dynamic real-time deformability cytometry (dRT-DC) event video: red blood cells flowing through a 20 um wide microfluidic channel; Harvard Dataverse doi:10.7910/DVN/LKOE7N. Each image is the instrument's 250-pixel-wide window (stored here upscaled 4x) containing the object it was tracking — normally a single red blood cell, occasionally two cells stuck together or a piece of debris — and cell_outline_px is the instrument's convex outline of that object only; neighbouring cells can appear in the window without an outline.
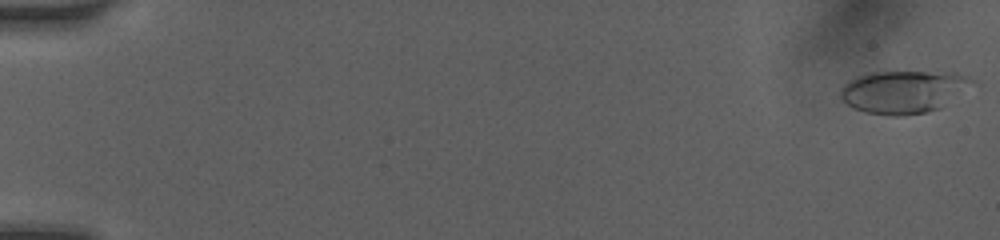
{"species": "human", "species_latin": "Homo sapiens", "temperature_condition": "room temperature", "stored_images_in_passage": 41, "camera_frame_rate_fps": 3000, "um_per_image_px": 0.085, "donor": {"sex": "female"}, "frame": {"image": 1, "passage_image": 1, "time_ms": 0.0, "image_size_px": [1000, 240], "cell_outline_px": [[976, 80], [940, 108], [928, 112], [904, 116], [892, 116], [864, 112], [852, 108], [840, 100], [840, 88], [848, 80], [856, 76], [872, 72], [956, 72], [968, 76]], "centroid_in_image_um": [76.72, 7.8], "position_along_channel_um": 8.3, "area_um2": 32.89}}
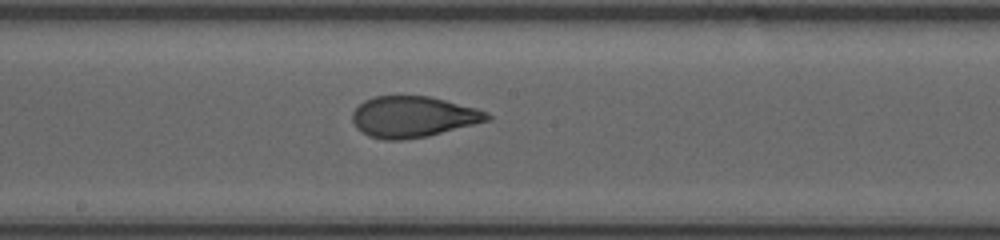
{"frame": {"image": 2, "passage_image": 21, "time_ms": 9.333, "image_size_px": [1000, 240], "cell_outline_px": [[492, 120], [428, 136], [400, 140], [384, 140], [368, 136], [360, 132], [356, 128], [352, 120], [352, 112], [364, 100], [376, 96], [428, 96], [476, 108], [488, 112], [492, 116]], "centroid_in_image_um": [35.11, 9.94], "position_along_channel_um": 213.1, "area_um2": 32.37}}
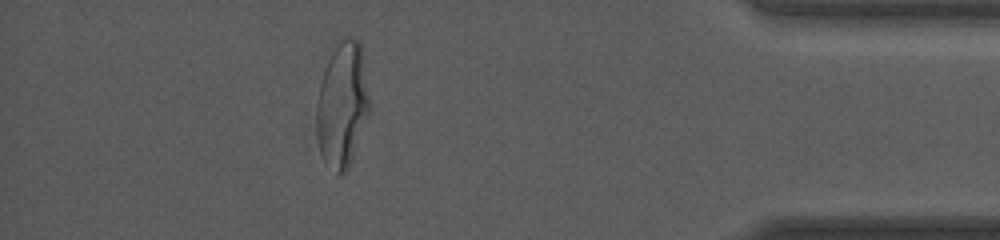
{"frame": {"image": 3, "passage_image": 36, "time_ms": 15.0, "image_size_px": [1000, 240], "cell_outline_px": [[372, 108], [348, 164], [344, 172], [340, 176], [336, 176], [320, 152], [316, 136], [316, 108], [320, 84], [328, 60], [340, 36], [348, 36], [360, 40]], "centroid_in_image_um": [29.11, 8.84], "position_along_channel_um": 406.1, "area_um2": 38.78}, "authors_computed_cell_mechanics": {"area_um2": 32.4836, "velocity_mm_per_s": 4.102, "shape_relaxation_time_tau1_ms": 4.2891, "shape_relaxation_time_tau2_ms": 0.8591, "deformation_change_tau1": 0.1736, "deformation_change_tau2": 0.066}}